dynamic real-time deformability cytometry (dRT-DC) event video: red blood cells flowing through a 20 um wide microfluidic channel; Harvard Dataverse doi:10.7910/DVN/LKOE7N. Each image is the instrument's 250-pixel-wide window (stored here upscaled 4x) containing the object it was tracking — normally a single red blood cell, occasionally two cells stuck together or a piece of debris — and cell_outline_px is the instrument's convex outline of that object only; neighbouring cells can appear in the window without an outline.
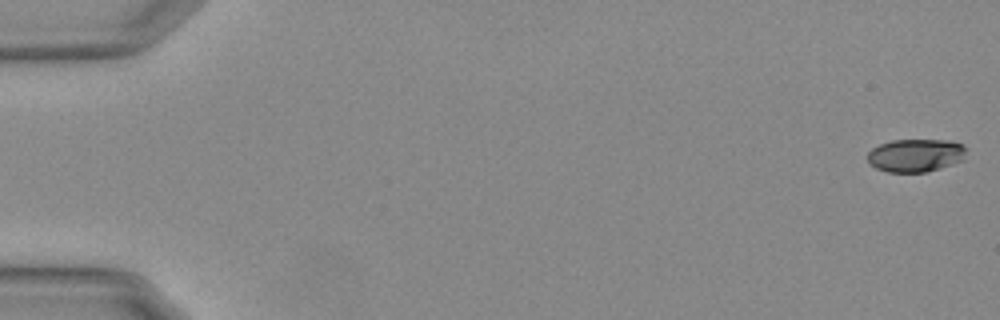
{"species": "Egyptian fruit bat (a non-hibernating species)", "species_latin": "Rousettus aegyptiacus", "temperature_condition": "warm", "stored_images_in_passage": 55, "camera_frame_rate_fps": 3000, "um_per_image_px": 0.085, "animal": {"sex": "female"}, "frame": {"image": 1, "passage_image": 1, "time_ms": 0.0, "image_size_px": [1000, 320], "cell_outline_px": [[968, 148], [960, 160], [940, 168], [924, 172], [888, 172], [876, 168], [868, 164], [868, 152], [872, 148], [880, 144], [892, 140], [948, 140], [964, 144]], "centroid_in_image_um": [77.8, 13.19], "position_along_channel_um": 7.2, "area_um2": 18.96}}
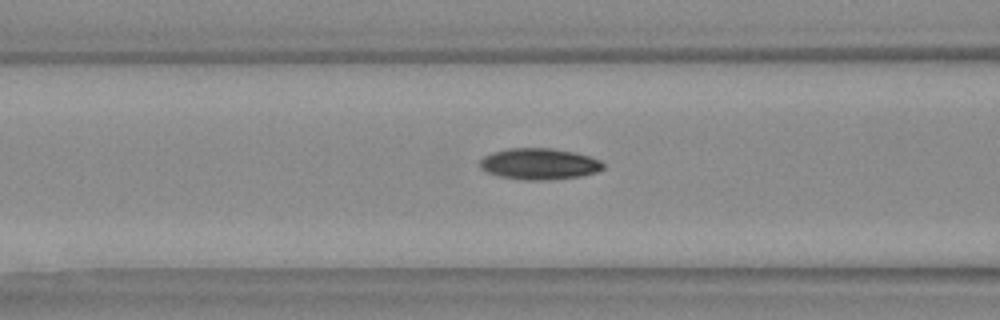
{"frame": {"image": 2, "passage_image": 23, "time_ms": 7.333, "image_size_px": [1000, 320], "cell_outline_px": [[604, 168], [596, 172], [580, 176], [548, 180], [524, 180], [500, 176], [488, 172], [480, 168], [480, 160], [484, 156], [492, 152], [508, 148], [552, 148], [572, 152], [588, 156], [600, 160], [604, 164]], "centroid_in_image_um": [45.82, 13.93], "position_along_channel_um": 120.8, "area_um2": 22.37}}
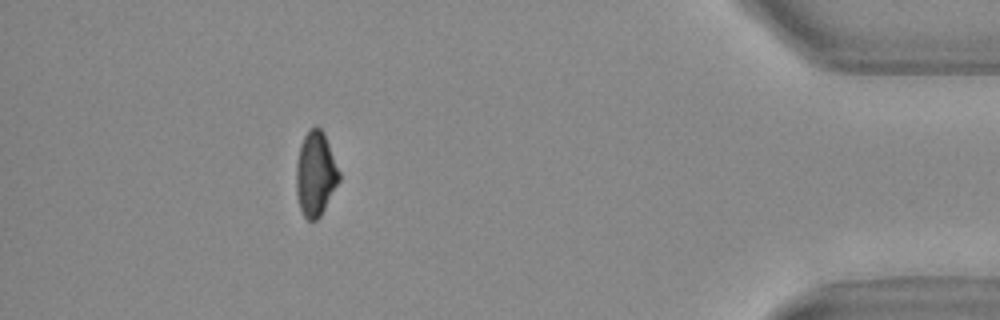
{"frame": {"image": 3, "passage_image": 50, "time_ms": 16.333, "image_size_px": [1000, 320], "cell_outline_px": [[340, 180], [320, 216], [316, 220], [308, 220], [304, 216], [300, 208], [296, 192], [296, 164], [300, 144], [304, 136], [316, 124], [324, 132], [340, 172]], "centroid_in_image_um": [26.82, 14.76], "position_along_channel_um": 408.4, "area_um2": 21.1}, "authors_computed_cell_mechanics": {"area_um2": 21.2126, "velocity_mm_per_s": 3.752, "shape_relaxation_time_tau1_ms": 4.3178, "shape_relaxation_time_tau2_ms": null, "deformation_change_tau1": 0.1544, "deformation_change_tau2": null}}